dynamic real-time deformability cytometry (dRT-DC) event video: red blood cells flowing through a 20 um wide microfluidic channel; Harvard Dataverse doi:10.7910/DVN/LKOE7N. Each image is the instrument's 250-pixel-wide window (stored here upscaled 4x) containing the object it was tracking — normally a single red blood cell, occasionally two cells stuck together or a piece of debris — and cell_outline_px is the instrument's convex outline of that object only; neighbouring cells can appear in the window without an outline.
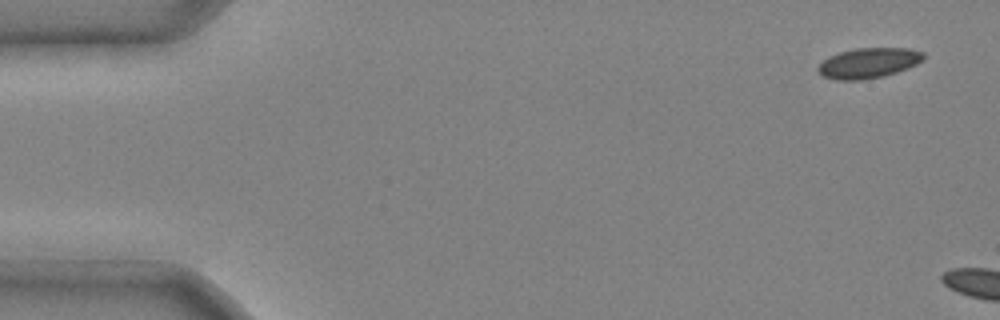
{"species": "common noctule bat (a hibernating species)", "species_latin": "Nyctalus noctula", "temperature_condition": "cold", "stored_images_in_passage": 2, "camera_frame_rate_fps": 3000, "um_per_image_px": 0.085, "animal": {"sex": "male", "body_mass_g": 20.4}, "frame": {"image": 1, "passage_image": 1, "time_ms": 0.0, "image_size_px": [1000, 320], "cell_outline_px": [[924, 60], [908, 68], [884, 76], [860, 80], [836, 80], [824, 76], [816, 68], [828, 56], [840, 52], [856, 48], [908, 48], [924, 52]], "centroid_in_image_um": [73.84, 5.35], "position_along_channel_um": 11.2, "area_um2": 18.55}}